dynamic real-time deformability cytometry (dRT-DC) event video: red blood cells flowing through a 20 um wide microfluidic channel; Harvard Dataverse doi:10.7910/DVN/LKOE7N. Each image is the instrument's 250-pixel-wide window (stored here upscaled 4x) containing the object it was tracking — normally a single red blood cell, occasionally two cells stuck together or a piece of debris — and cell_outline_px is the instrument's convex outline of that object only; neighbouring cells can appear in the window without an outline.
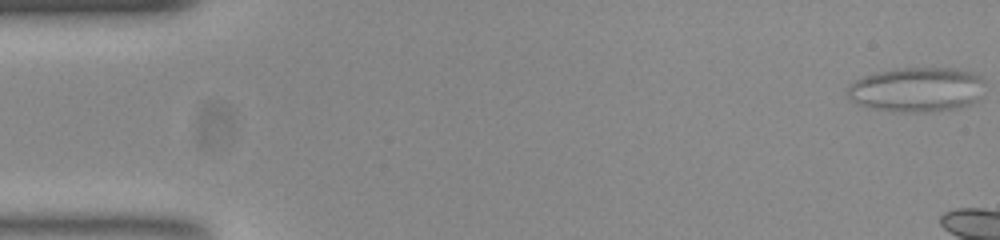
{"species": "common noctule bat (a hibernating species)", "species_latin": "Nyctalus noctula", "temperature_condition": "room temperature", "stored_images_in_passage": 6, "camera_frame_rate_fps": 3000, "um_per_image_px": 0.085, "animal": {"sex": "female", "body_mass_g": 23.0, "forearm_length_mm": 53.4}, "frame": {"image": 1, "passage_image": 1, "time_ms": 0.0, "image_size_px": [1000, 240], "cell_outline_px": [[968, 76], [960, 100], [956, 104], [940, 108], [888, 108], [868, 104], [860, 100], [848, 92], [860, 80], [868, 76], [884, 72], [912, 68], [960, 72]], "centroid_in_image_um": [77.47, 7.54], "position_along_channel_um": 7.5, "area_um2": 27.17}}